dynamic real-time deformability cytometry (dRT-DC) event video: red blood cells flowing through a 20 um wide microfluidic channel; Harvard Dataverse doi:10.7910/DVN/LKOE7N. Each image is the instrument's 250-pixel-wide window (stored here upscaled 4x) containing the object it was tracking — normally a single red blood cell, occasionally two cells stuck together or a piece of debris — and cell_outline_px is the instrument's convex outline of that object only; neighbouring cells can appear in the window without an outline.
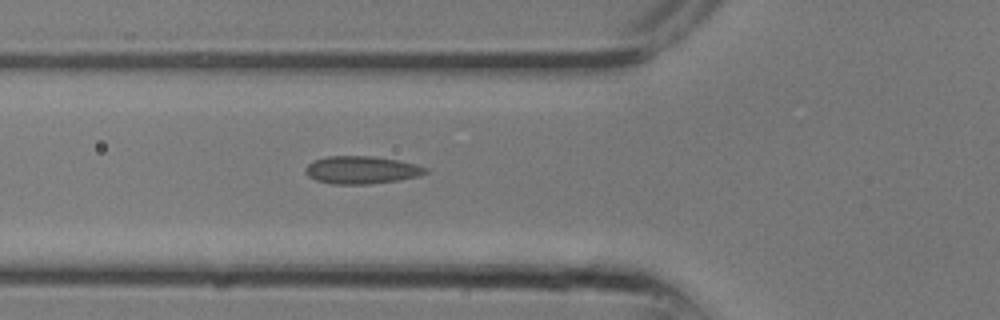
{"species": "common noctule bat (a hibernating species)", "species_latin": "Nyctalus noctula", "temperature_condition": "room temperature", "stored_images_in_passage": 8, "camera_frame_rate_fps": 3000, "um_per_image_px": 0.085, "animal": {"sex": "male", "body_mass_g": 13.3}, "frame": {"image": 1, "passage_image": 8, "time_ms": 2.333, "image_size_px": [1000, 320], "cell_outline_px": [[428, 172], [420, 176], [400, 180], [368, 184], [332, 184], [316, 180], [308, 176], [304, 172], [304, 168], [312, 160], [328, 156], [376, 156], [400, 160], [416, 164], [428, 168]], "centroid_in_image_um": [30.74, 14.44], "position_along_channel_um": 95.1, "area_um2": 19.71}}